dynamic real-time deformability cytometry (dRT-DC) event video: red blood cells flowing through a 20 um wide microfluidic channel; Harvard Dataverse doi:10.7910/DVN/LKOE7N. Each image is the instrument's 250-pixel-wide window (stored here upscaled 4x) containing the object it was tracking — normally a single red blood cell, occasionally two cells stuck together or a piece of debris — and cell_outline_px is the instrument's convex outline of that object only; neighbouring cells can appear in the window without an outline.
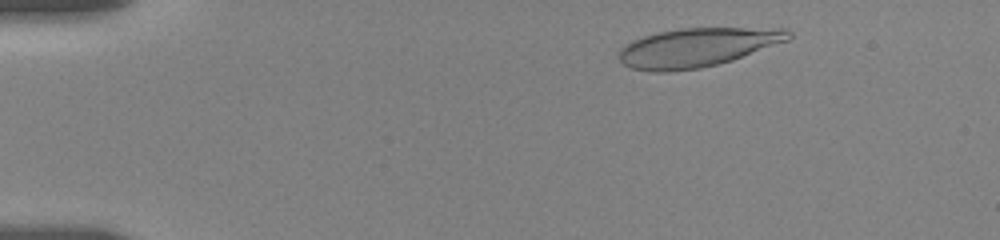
{"species": "human", "species_latin": "Homo sapiens", "temperature_condition": "room temperature", "stored_images_in_passage": 52, "camera_frame_rate_fps": 3000, "um_per_image_px": 0.085, "donor": {"sex": "female"}, "frame": {"image": 1, "passage_image": 5, "time_ms": 1.333, "image_size_px": [1000, 240], "cell_outline_px": [[792, 36], [788, 40], [732, 60], [700, 68], [664, 72], [656, 72], [632, 68], [624, 64], [620, 60], [620, 48], [624, 44], [632, 40], [656, 32], [680, 28], [788, 28], [792, 32]], "centroid_in_image_um": [59.27, 4.01], "position_along_channel_um": 25.7, "area_um2": 38.32}}
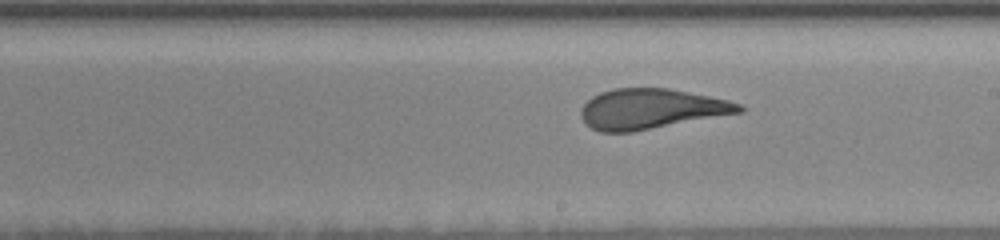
{"frame": {"image": 2, "passage_image": 29, "time_ms": 9.333, "image_size_px": [1000, 240], "cell_outline_px": [[744, 112], [632, 132], [600, 132], [592, 128], [580, 116], [580, 108], [592, 96], [600, 92], [616, 88], [668, 88], [728, 100], [740, 104], [744, 108]], "centroid_in_image_um": [55.33, 9.26], "position_along_channel_um": 233.7, "area_um2": 36.93}}
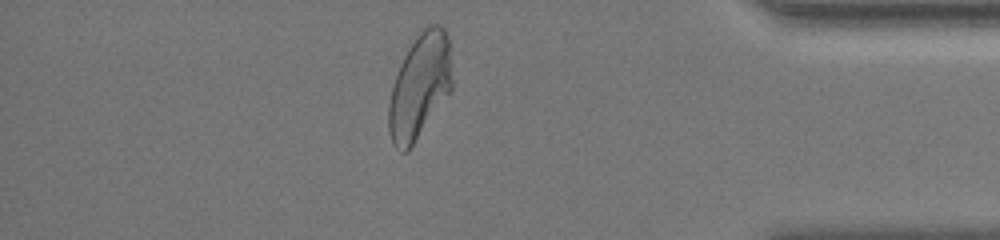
{"frame": {"image": 3, "passage_image": 45, "time_ms": 14.667, "image_size_px": [1000, 240], "cell_outline_px": [[452, 92], [408, 152], [400, 152], [392, 144], [388, 132], [388, 104], [392, 88], [400, 64], [408, 48], [420, 32], [428, 24], [440, 24], [444, 28], [448, 36], [452, 80]], "centroid_in_image_um": [35.68, 7.38], "position_along_channel_um": 399.5, "area_um2": 39.19}, "authors_computed_cell_mechanics": {"area_um2": 38.3792, "velocity_mm_per_s": 3.6267, "shape_relaxation_time_tau1_ms": 7.5499, "shape_relaxation_time_tau2_ms": 0.9106, "deformation_change_tau1": 0.2304, "deformation_change_tau2": 0.0725}}